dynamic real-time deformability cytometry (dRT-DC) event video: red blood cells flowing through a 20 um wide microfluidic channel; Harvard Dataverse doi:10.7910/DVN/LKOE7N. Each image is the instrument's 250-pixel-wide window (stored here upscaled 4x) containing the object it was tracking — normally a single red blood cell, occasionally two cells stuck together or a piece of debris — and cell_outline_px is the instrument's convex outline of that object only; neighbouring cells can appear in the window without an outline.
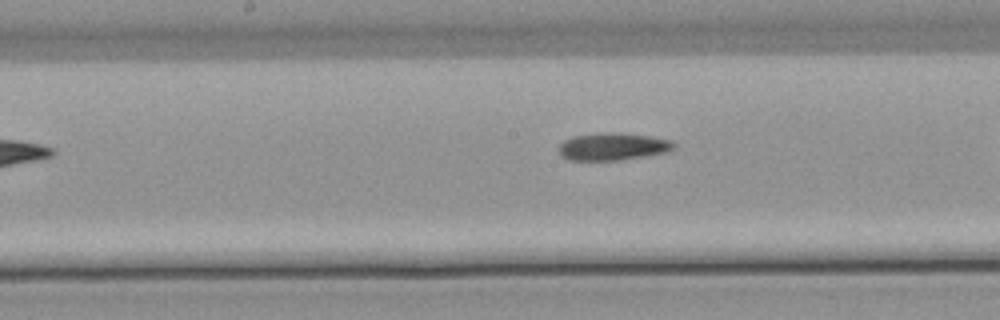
{"species": "common noctule bat (a hibernating species)", "species_latin": "Nyctalus noctula", "temperature_condition": "warm", "stored_images_in_passage": 26, "camera_frame_rate_fps": 3000, "um_per_image_px": 0.085, "animal": {"sex": "male", "body_mass_g": 21.5, "forearm_length_mm": 52.0}, "frame": {"image": 1, "passage_image": 12, "time_ms": 3.667, "image_size_px": [1000, 320], "cell_outline_px": [[676, 148], [668, 152], [620, 160], [568, 160], [560, 156], [560, 144], [564, 140], [572, 136], [596, 132], [620, 132], [648, 136], [672, 140], [676, 144]], "centroid_in_image_um": [52.1, 12.44], "position_along_channel_um": 196.1, "area_um2": 18.67}}
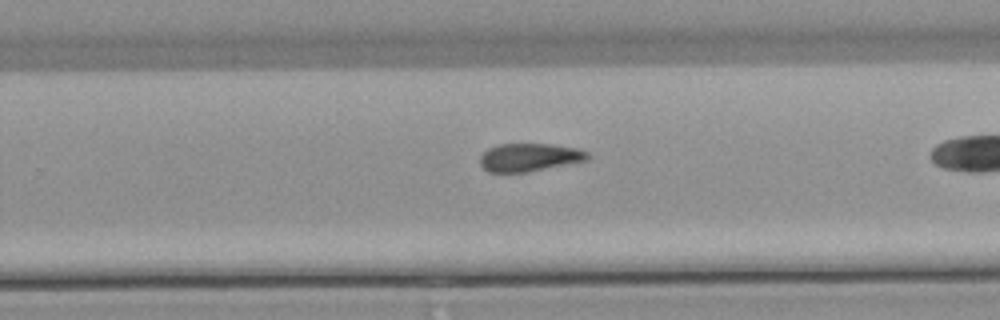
{"frame": {"image": 2, "passage_image": 19, "time_ms": 6.0, "image_size_px": [1000, 320], "cell_outline_px": [[592, 156], [588, 160], [528, 172], [488, 172], [480, 164], [480, 156], [488, 148], [496, 144], [548, 144], [580, 148], [588, 152]], "centroid_in_image_um": [45.03, 13.37], "position_along_channel_um": 284.8, "area_um2": 17.74}}
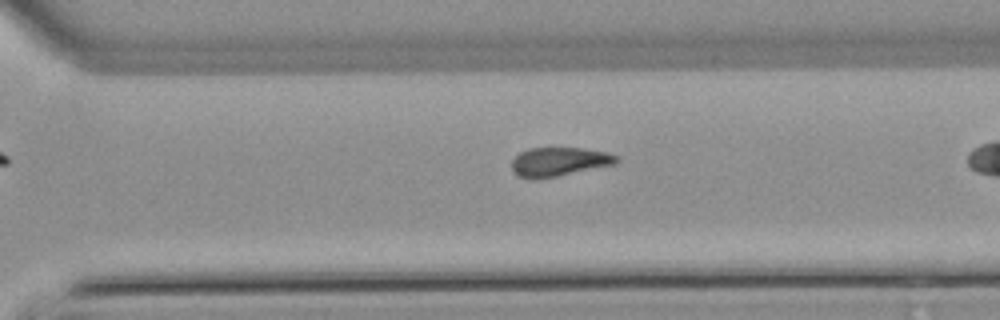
{"frame": {"image": 3, "passage_image": 22, "time_ms": 7.0, "image_size_px": [1000, 320], "cell_outline_px": [[620, 160], [616, 164], [536, 180], [528, 180], [520, 176], [512, 168], [512, 160], [520, 152], [528, 148], [584, 148], [608, 152], [620, 156]], "centroid_in_image_um": [47.56, 13.74], "position_along_channel_um": 323.0, "area_um2": 17.8}}